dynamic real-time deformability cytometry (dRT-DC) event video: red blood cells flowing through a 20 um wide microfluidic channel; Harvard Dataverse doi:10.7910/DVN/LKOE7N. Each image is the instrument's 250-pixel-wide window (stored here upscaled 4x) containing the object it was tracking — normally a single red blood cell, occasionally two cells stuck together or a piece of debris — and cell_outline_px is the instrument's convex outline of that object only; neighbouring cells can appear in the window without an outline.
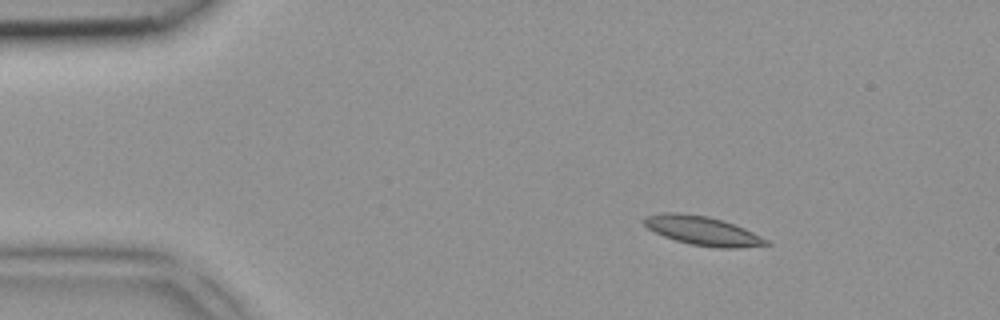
{"species": "common noctule bat (a hibernating species)", "species_latin": "Nyctalus noctula", "temperature_condition": "room temperature", "stored_images_in_passage": 4, "camera_frame_rate_fps": 3000, "um_per_image_px": 0.085, "animal": {"sex": "female", "body_mass_g": 18.4}, "frame": {"image": 1, "passage_image": 1, "time_ms": 0.0, "image_size_px": [1000, 320], "cell_outline_px": [[772, 244], [740, 248], [716, 248], [692, 244], [676, 240], [664, 236], [648, 228], [644, 224], [644, 216], [664, 212], [676, 212], [708, 216], [744, 228], [768, 240]], "centroid_in_image_um": [59.72, 19.61], "position_along_channel_um": 25.3, "area_um2": 20.4}}